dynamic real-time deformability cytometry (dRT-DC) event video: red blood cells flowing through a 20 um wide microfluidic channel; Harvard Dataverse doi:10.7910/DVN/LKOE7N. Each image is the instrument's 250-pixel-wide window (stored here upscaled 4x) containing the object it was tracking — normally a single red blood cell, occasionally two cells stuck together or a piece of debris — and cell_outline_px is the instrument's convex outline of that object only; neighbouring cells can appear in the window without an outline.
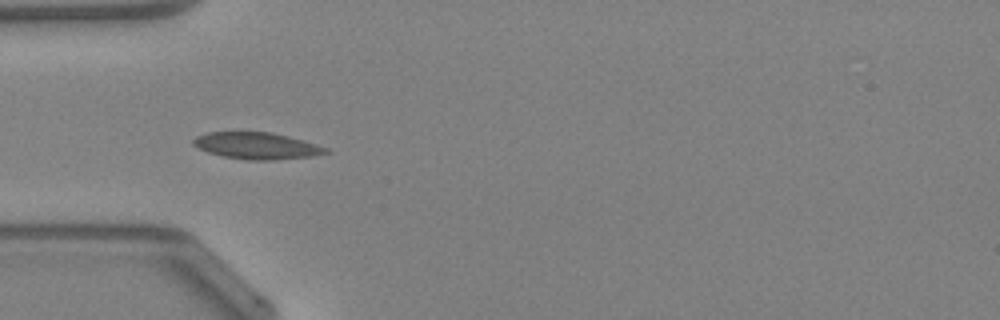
{"species": "Egyptian fruit bat (a non-hibernating species)", "species_latin": "Rousettus aegyptiacus", "temperature_condition": "warm", "stored_images_in_passage": 34, "camera_frame_rate_fps": 3000, "um_per_image_px": 0.085, "animal": {"sex": "female"}, "frame": {"image": 1, "passage_image": 1, "time_ms": 0.0, "image_size_px": [1000, 320], "cell_outline_px": [[332, 152], [312, 156], [272, 160], [248, 160], [224, 156], [208, 152], [192, 144], [192, 140], [196, 136], [208, 132], [272, 132], [288, 136], [316, 144], [328, 148]], "centroid_in_image_um": [21.84, 12.39], "position_along_channel_um": 63.2, "area_um2": 20.52}, "authors_computed_cell_mechanics": {"area_um2": 19.1318, "velocity_mm_per_s": 4.2607, "shape_relaxation_time_tau1_ms": 4.7469, "shape_relaxation_time_tau2_ms": 0.1498, "deformation_change_tau1": 0.1533, "deformation_change_tau2": 0.0487}}